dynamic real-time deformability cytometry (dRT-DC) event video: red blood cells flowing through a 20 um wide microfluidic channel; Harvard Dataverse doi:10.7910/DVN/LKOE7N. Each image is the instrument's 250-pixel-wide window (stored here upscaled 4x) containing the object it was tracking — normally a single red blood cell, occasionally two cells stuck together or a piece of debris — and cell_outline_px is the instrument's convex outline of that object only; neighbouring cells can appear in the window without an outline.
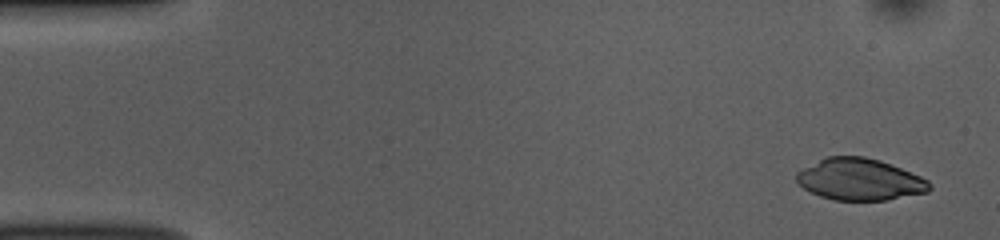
{"species": "common noctule bat (a hibernating species)", "species_latin": "Nyctalus noctula", "temperature_condition": "room temperature", "stored_images_in_passage": 50, "camera_frame_rate_fps": 3000, "um_per_image_px": 0.085, "animal": {"sex": "female", "body_mass_g": 10.0, "forearm_length_mm": 53.1}, "frame": {"image": 1, "passage_image": 1, "time_ms": 0.0, "image_size_px": [1000, 240], "cell_outline_px": [[932, 188], [928, 192], [888, 200], [832, 200], [820, 196], [804, 188], [796, 180], [796, 172], [828, 156], [864, 156], [880, 160], [920, 176], [928, 180], [932, 184]], "centroid_in_image_um": [73.11, 15.26], "position_along_channel_um": 11.9, "area_um2": 32.19}}